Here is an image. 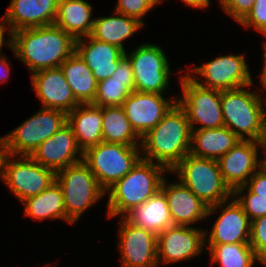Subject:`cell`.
I'll list each match as a JSON object with an SVG mask.
<instances>
[{
	"instance_id": "15",
	"label": "cell",
	"mask_w": 266,
	"mask_h": 267,
	"mask_svg": "<svg viewBox=\"0 0 266 267\" xmlns=\"http://www.w3.org/2000/svg\"><path fill=\"white\" fill-rule=\"evenodd\" d=\"M223 210L219 214L212 229L205 230V243L227 244V243H249L251 235V221L243 208L232 197L228 201L219 203L208 208L207 217L218 209Z\"/></svg>"
},
{
	"instance_id": "29",
	"label": "cell",
	"mask_w": 266,
	"mask_h": 267,
	"mask_svg": "<svg viewBox=\"0 0 266 267\" xmlns=\"http://www.w3.org/2000/svg\"><path fill=\"white\" fill-rule=\"evenodd\" d=\"M25 216L32 217L36 221L49 219H62L73 224L65 213L63 193L57 182H53L47 189L24 201Z\"/></svg>"
},
{
	"instance_id": "46",
	"label": "cell",
	"mask_w": 266,
	"mask_h": 267,
	"mask_svg": "<svg viewBox=\"0 0 266 267\" xmlns=\"http://www.w3.org/2000/svg\"><path fill=\"white\" fill-rule=\"evenodd\" d=\"M264 145H265L264 153H266V140H265Z\"/></svg>"
},
{
	"instance_id": "27",
	"label": "cell",
	"mask_w": 266,
	"mask_h": 267,
	"mask_svg": "<svg viewBox=\"0 0 266 267\" xmlns=\"http://www.w3.org/2000/svg\"><path fill=\"white\" fill-rule=\"evenodd\" d=\"M112 16L94 18L91 36L99 41L114 45L124 52V40L143 28L137 19L114 12Z\"/></svg>"
},
{
	"instance_id": "22",
	"label": "cell",
	"mask_w": 266,
	"mask_h": 267,
	"mask_svg": "<svg viewBox=\"0 0 266 267\" xmlns=\"http://www.w3.org/2000/svg\"><path fill=\"white\" fill-rule=\"evenodd\" d=\"M75 52L91 69L97 82L110 78L119 60L125 55L122 49L99 41L91 35L76 40Z\"/></svg>"
},
{
	"instance_id": "13",
	"label": "cell",
	"mask_w": 266,
	"mask_h": 267,
	"mask_svg": "<svg viewBox=\"0 0 266 267\" xmlns=\"http://www.w3.org/2000/svg\"><path fill=\"white\" fill-rule=\"evenodd\" d=\"M121 267H159L157 262L158 236L137 227L121 217L118 224Z\"/></svg>"
},
{
	"instance_id": "35",
	"label": "cell",
	"mask_w": 266,
	"mask_h": 267,
	"mask_svg": "<svg viewBox=\"0 0 266 267\" xmlns=\"http://www.w3.org/2000/svg\"><path fill=\"white\" fill-rule=\"evenodd\" d=\"M249 244L266 265V215L251 221Z\"/></svg>"
},
{
	"instance_id": "21",
	"label": "cell",
	"mask_w": 266,
	"mask_h": 267,
	"mask_svg": "<svg viewBox=\"0 0 266 267\" xmlns=\"http://www.w3.org/2000/svg\"><path fill=\"white\" fill-rule=\"evenodd\" d=\"M166 179H163L160 190L167 199L173 225L192 226L207 218L209 207L205 203L179 180L168 184Z\"/></svg>"
},
{
	"instance_id": "37",
	"label": "cell",
	"mask_w": 266,
	"mask_h": 267,
	"mask_svg": "<svg viewBox=\"0 0 266 267\" xmlns=\"http://www.w3.org/2000/svg\"><path fill=\"white\" fill-rule=\"evenodd\" d=\"M226 14L231 16L238 24L253 8L255 0H218Z\"/></svg>"
},
{
	"instance_id": "44",
	"label": "cell",
	"mask_w": 266,
	"mask_h": 267,
	"mask_svg": "<svg viewBox=\"0 0 266 267\" xmlns=\"http://www.w3.org/2000/svg\"><path fill=\"white\" fill-rule=\"evenodd\" d=\"M263 48H264V50H263V58H264V64H263V69H262V72H261V74H260V82H261V85H263V88H265L266 89V42H264V44H263Z\"/></svg>"
},
{
	"instance_id": "9",
	"label": "cell",
	"mask_w": 266,
	"mask_h": 267,
	"mask_svg": "<svg viewBox=\"0 0 266 267\" xmlns=\"http://www.w3.org/2000/svg\"><path fill=\"white\" fill-rule=\"evenodd\" d=\"M67 124V114L41 108L7 135L3 136L8 154L30 156L36 148Z\"/></svg>"
},
{
	"instance_id": "8",
	"label": "cell",
	"mask_w": 266,
	"mask_h": 267,
	"mask_svg": "<svg viewBox=\"0 0 266 267\" xmlns=\"http://www.w3.org/2000/svg\"><path fill=\"white\" fill-rule=\"evenodd\" d=\"M179 83L183 95L176 102L185 111L191 130L224 126L221 90L202 87L187 74L181 76Z\"/></svg>"
},
{
	"instance_id": "7",
	"label": "cell",
	"mask_w": 266,
	"mask_h": 267,
	"mask_svg": "<svg viewBox=\"0 0 266 267\" xmlns=\"http://www.w3.org/2000/svg\"><path fill=\"white\" fill-rule=\"evenodd\" d=\"M141 146L100 142L83 152V161L106 191L142 158Z\"/></svg>"
},
{
	"instance_id": "31",
	"label": "cell",
	"mask_w": 266,
	"mask_h": 267,
	"mask_svg": "<svg viewBox=\"0 0 266 267\" xmlns=\"http://www.w3.org/2000/svg\"><path fill=\"white\" fill-rule=\"evenodd\" d=\"M205 245L208 246L212 266L218 263L220 267H253L256 261L265 266L249 243Z\"/></svg>"
},
{
	"instance_id": "45",
	"label": "cell",
	"mask_w": 266,
	"mask_h": 267,
	"mask_svg": "<svg viewBox=\"0 0 266 267\" xmlns=\"http://www.w3.org/2000/svg\"><path fill=\"white\" fill-rule=\"evenodd\" d=\"M262 154H263V156L265 154L264 158H262V159L264 160V165L266 166V153H262Z\"/></svg>"
},
{
	"instance_id": "41",
	"label": "cell",
	"mask_w": 266,
	"mask_h": 267,
	"mask_svg": "<svg viewBox=\"0 0 266 267\" xmlns=\"http://www.w3.org/2000/svg\"><path fill=\"white\" fill-rule=\"evenodd\" d=\"M6 24L4 23V21L2 20V18L0 19V55H2V47L4 46V43L6 44L7 43V46L9 47V49H11V32L9 30V28L5 27ZM6 30H8V34H9V39L7 42H5V33H6Z\"/></svg>"
},
{
	"instance_id": "6",
	"label": "cell",
	"mask_w": 266,
	"mask_h": 267,
	"mask_svg": "<svg viewBox=\"0 0 266 267\" xmlns=\"http://www.w3.org/2000/svg\"><path fill=\"white\" fill-rule=\"evenodd\" d=\"M55 181L63 193L66 217L73 224L106 196V191L83 160L56 172Z\"/></svg>"
},
{
	"instance_id": "3",
	"label": "cell",
	"mask_w": 266,
	"mask_h": 267,
	"mask_svg": "<svg viewBox=\"0 0 266 267\" xmlns=\"http://www.w3.org/2000/svg\"><path fill=\"white\" fill-rule=\"evenodd\" d=\"M162 165L141 158L133 169L106 190L107 216L124 217L134 207L147 201L161 189L164 174Z\"/></svg>"
},
{
	"instance_id": "39",
	"label": "cell",
	"mask_w": 266,
	"mask_h": 267,
	"mask_svg": "<svg viewBox=\"0 0 266 267\" xmlns=\"http://www.w3.org/2000/svg\"><path fill=\"white\" fill-rule=\"evenodd\" d=\"M252 193L266 197V166L263 164L245 185Z\"/></svg>"
},
{
	"instance_id": "12",
	"label": "cell",
	"mask_w": 266,
	"mask_h": 267,
	"mask_svg": "<svg viewBox=\"0 0 266 267\" xmlns=\"http://www.w3.org/2000/svg\"><path fill=\"white\" fill-rule=\"evenodd\" d=\"M18 158V159H16ZM56 173L30 156L8 154L2 181L21 202L38 195L55 182Z\"/></svg>"
},
{
	"instance_id": "32",
	"label": "cell",
	"mask_w": 266,
	"mask_h": 267,
	"mask_svg": "<svg viewBox=\"0 0 266 267\" xmlns=\"http://www.w3.org/2000/svg\"><path fill=\"white\" fill-rule=\"evenodd\" d=\"M130 93L126 88V81L110 77L98 82L96 97L92 104L100 107L122 106Z\"/></svg>"
},
{
	"instance_id": "11",
	"label": "cell",
	"mask_w": 266,
	"mask_h": 267,
	"mask_svg": "<svg viewBox=\"0 0 266 267\" xmlns=\"http://www.w3.org/2000/svg\"><path fill=\"white\" fill-rule=\"evenodd\" d=\"M134 51L125 52L131 61L135 91L162 94L169 87L170 63L160 46L143 43Z\"/></svg>"
},
{
	"instance_id": "2",
	"label": "cell",
	"mask_w": 266,
	"mask_h": 267,
	"mask_svg": "<svg viewBox=\"0 0 266 267\" xmlns=\"http://www.w3.org/2000/svg\"><path fill=\"white\" fill-rule=\"evenodd\" d=\"M191 131L185 111L176 102L141 138L142 158L160 164L170 172L190 153Z\"/></svg>"
},
{
	"instance_id": "4",
	"label": "cell",
	"mask_w": 266,
	"mask_h": 267,
	"mask_svg": "<svg viewBox=\"0 0 266 267\" xmlns=\"http://www.w3.org/2000/svg\"><path fill=\"white\" fill-rule=\"evenodd\" d=\"M245 88L221 91L224 126L240 140L265 143L266 112L263 95Z\"/></svg>"
},
{
	"instance_id": "19",
	"label": "cell",
	"mask_w": 266,
	"mask_h": 267,
	"mask_svg": "<svg viewBox=\"0 0 266 267\" xmlns=\"http://www.w3.org/2000/svg\"><path fill=\"white\" fill-rule=\"evenodd\" d=\"M31 83L42 108L70 113L80 103L64 77L60 67L42 69L31 74Z\"/></svg>"
},
{
	"instance_id": "43",
	"label": "cell",
	"mask_w": 266,
	"mask_h": 267,
	"mask_svg": "<svg viewBox=\"0 0 266 267\" xmlns=\"http://www.w3.org/2000/svg\"><path fill=\"white\" fill-rule=\"evenodd\" d=\"M182 2L186 3V5H189L193 8H208L210 7V0H181Z\"/></svg>"
},
{
	"instance_id": "18",
	"label": "cell",
	"mask_w": 266,
	"mask_h": 267,
	"mask_svg": "<svg viewBox=\"0 0 266 267\" xmlns=\"http://www.w3.org/2000/svg\"><path fill=\"white\" fill-rule=\"evenodd\" d=\"M30 157L55 173L83 160V151L78 146L72 128H63L42 142Z\"/></svg>"
},
{
	"instance_id": "40",
	"label": "cell",
	"mask_w": 266,
	"mask_h": 267,
	"mask_svg": "<svg viewBox=\"0 0 266 267\" xmlns=\"http://www.w3.org/2000/svg\"><path fill=\"white\" fill-rule=\"evenodd\" d=\"M10 63L7 61L6 55H0V84L4 81H7V77L10 75Z\"/></svg>"
},
{
	"instance_id": "25",
	"label": "cell",
	"mask_w": 266,
	"mask_h": 267,
	"mask_svg": "<svg viewBox=\"0 0 266 267\" xmlns=\"http://www.w3.org/2000/svg\"><path fill=\"white\" fill-rule=\"evenodd\" d=\"M93 7L86 0H58L54 25L75 40L91 35L94 19Z\"/></svg>"
},
{
	"instance_id": "33",
	"label": "cell",
	"mask_w": 266,
	"mask_h": 267,
	"mask_svg": "<svg viewBox=\"0 0 266 267\" xmlns=\"http://www.w3.org/2000/svg\"><path fill=\"white\" fill-rule=\"evenodd\" d=\"M246 194H243L244 191ZM232 197L243 208L250 221L266 215V197L252 193L246 186L233 191Z\"/></svg>"
},
{
	"instance_id": "28",
	"label": "cell",
	"mask_w": 266,
	"mask_h": 267,
	"mask_svg": "<svg viewBox=\"0 0 266 267\" xmlns=\"http://www.w3.org/2000/svg\"><path fill=\"white\" fill-rule=\"evenodd\" d=\"M67 83L69 84L75 99L80 104L93 103L97 93L98 82L91 69L74 52L59 66Z\"/></svg>"
},
{
	"instance_id": "17",
	"label": "cell",
	"mask_w": 266,
	"mask_h": 267,
	"mask_svg": "<svg viewBox=\"0 0 266 267\" xmlns=\"http://www.w3.org/2000/svg\"><path fill=\"white\" fill-rule=\"evenodd\" d=\"M162 94L133 91L122 108L132 128L142 138L152 130L176 103L177 98H164Z\"/></svg>"
},
{
	"instance_id": "20",
	"label": "cell",
	"mask_w": 266,
	"mask_h": 267,
	"mask_svg": "<svg viewBox=\"0 0 266 267\" xmlns=\"http://www.w3.org/2000/svg\"><path fill=\"white\" fill-rule=\"evenodd\" d=\"M58 0H11L2 20L10 32L54 25Z\"/></svg>"
},
{
	"instance_id": "16",
	"label": "cell",
	"mask_w": 266,
	"mask_h": 267,
	"mask_svg": "<svg viewBox=\"0 0 266 267\" xmlns=\"http://www.w3.org/2000/svg\"><path fill=\"white\" fill-rule=\"evenodd\" d=\"M264 149L262 142L240 140L217 160L223 180L232 192L245 186L248 179L264 164V160L258 156V152H264Z\"/></svg>"
},
{
	"instance_id": "1",
	"label": "cell",
	"mask_w": 266,
	"mask_h": 267,
	"mask_svg": "<svg viewBox=\"0 0 266 267\" xmlns=\"http://www.w3.org/2000/svg\"><path fill=\"white\" fill-rule=\"evenodd\" d=\"M11 50L34 73L58 68L75 52L76 40L56 25L26 28L11 34Z\"/></svg>"
},
{
	"instance_id": "30",
	"label": "cell",
	"mask_w": 266,
	"mask_h": 267,
	"mask_svg": "<svg viewBox=\"0 0 266 267\" xmlns=\"http://www.w3.org/2000/svg\"><path fill=\"white\" fill-rule=\"evenodd\" d=\"M103 142L141 146V138L132 128L122 106L102 107Z\"/></svg>"
},
{
	"instance_id": "36",
	"label": "cell",
	"mask_w": 266,
	"mask_h": 267,
	"mask_svg": "<svg viewBox=\"0 0 266 267\" xmlns=\"http://www.w3.org/2000/svg\"><path fill=\"white\" fill-rule=\"evenodd\" d=\"M240 24L247 29L253 27L266 36V0H255L253 8Z\"/></svg>"
},
{
	"instance_id": "38",
	"label": "cell",
	"mask_w": 266,
	"mask_h": 267,
	"mask_svg": "<svg viewBox=\"0 0 266 267\" xmlns=\"http://www.w3.org/2000/svg\"><path fill=\"white\" fill-rule=\"evenodd\" d=\"M114 80L126 81V88L133 92L135 90L134 73L129 58L124 55L120 60L115 72L111 75Z\"/></svg>"
},
{
	"instance_id": "5",
	"label": "cell",
	"mask_w": 266,
	"mask_h": 267,
	"mask_svg": "<svg viewBox=\"0 0 266 267\" xmlns=\"http://www.w3.org/2000/svg\"><path fill=\"white\" fill-rule=\"evenodd\" d=\"M170 172L208 207L232 198L217 160L188 154Z\"/></svg>"
},
{
	"instance_id": "14",
	"label": "cell",
	"mask_w": 266,
	"mask_h": 267,
	"mask_svg": "<svg viewBox=\"0 0 266 267\" xmlns=\"http://www.w3.org/2000/svg\"><path fill=\"white\" fill-rule=\"evenodd\" d=\"M205 230L193 226L174 225L166 228L157 239V262L170 264L189 260L203 253Z\"/></svg>"
},
{
	"instance_id": "42",
	"label": "cell",
	"mask_w": 266,
	"mask_h": 267,
	"mask_svg": "<svg viewBox=\"0 0 266 267\" xmlns=\"http://www.w3.org/2000/svg\"><path fill=\"white\" fill-rule=\"evenodd\" d=\"M7 156H8V151H7L4 137H0V178L1 180L3 178L4 163H5Z\"/></svg>"
},
{
	"instance_id": "10",
	"label": "cell",
	"mask_w": 266,
	"mask_h": 267,
	"mask_svg": "<svg viewBox=\"0 0 266 267\" xmlns=\"http://www.w3.org/2000/svg\"><path fill=\"white\" fill-rule=\"evenodd\" d=\"M244 56V54L219 56L185 71L197 84L205 88L221 91L249 88L253 85V79ZM195 76L202 81H198Z\"/></svg>"
},
{
	"instance_id": "23",
	"label": "cell",
	"mask_w": 266,
	"mask_h": 267,
	"mask_svg": "<svg viewBox=\"0 0 266 267\" xmlns=\"http://www.w3.org/2000/svg\"><path fill=\"white\" fill-rule=\"evenodd\" d=\"M67 124L72 128L78 146L83 152L103 142L102 107L92 103L79 104L67 114Z\"/></svg>"
},
{
	"instance_id": "24",
	"label": "cell",
	"mask_w": 266,
	"mask_h": 267,
	"mask_svg": "<svg viewBox=\"0 0 266 267\" xmlns=\"http://www.w3.org/2000/svg\"><path fill=\"white\" fill-rule=\"evenodd\" d=\"M124 218L131 224L151 231L157 236L174 226L165 194L159 190L143 204L134 207Z\"/></svg>"
},
{
	"instance_id": "26",
	"label": "cell",
	"mask_w": 266,
	"mask_h": 267,
	"mask_svg": "<svg viewBox=\"0 0 266 267\" xmlns=\"http://www.w3.org/2000/svg\"><path fill=\"white\" fill-rule=\"evenodd\" d=\"M239 141L240 139L226 126L192 130L189 154L219 160Z\"/></svg>"
},
{
	"instance_id": "34",
	"label": "cell",
	"mask_w": 266,
	"mask_h": 267,
	"mask_svg": "<svg viewBox=\"0 0 266 267\" xmlns=\"http://www.w3.org/2000/svg\"><path fill=\"white\" fill-rule=\"evenodd\" d=\"M159 3V0H118L115 12L135 18L144 25L143 17Z\"/></svg>"
}]
</instances>
